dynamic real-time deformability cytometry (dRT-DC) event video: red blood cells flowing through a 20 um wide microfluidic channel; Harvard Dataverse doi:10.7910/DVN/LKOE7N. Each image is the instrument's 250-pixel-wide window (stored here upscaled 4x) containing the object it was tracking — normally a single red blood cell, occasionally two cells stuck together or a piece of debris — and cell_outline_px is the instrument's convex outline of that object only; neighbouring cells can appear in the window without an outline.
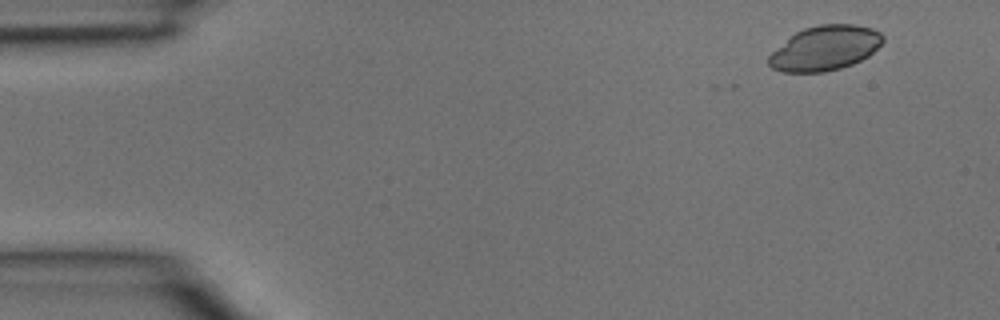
{"species": "common noctule bat (a hibernating species)", "species_latin": "Nyctalus noctula", "temperature_condition": "room temperature", "stored_images_in_passage": 3, "camera_frame_rate_fps": 3000, "um_per_image_px": 0.085, "animal": {"sex": "male", "body_mass_g": 15.6}, "frame": {"image": 1, "passage_image": 1, "time_ms": 0.0, "image_size_px": [1000, 320], "cell_outline_px": [[884, 40], [868, 56], [852, 64], [840, 68], [824, 72], [780, 72], [772, 68], [768, 64], [768, 56], [776, 48], [796, 32], [804, 28], [820, 24], [856, 24], [872, 28], [880, 32], [884, 36]], "centroid_in_image_um": [70.12, 4.09], "position_along_channel_um": 14.9, "area_um2": 29.65}}